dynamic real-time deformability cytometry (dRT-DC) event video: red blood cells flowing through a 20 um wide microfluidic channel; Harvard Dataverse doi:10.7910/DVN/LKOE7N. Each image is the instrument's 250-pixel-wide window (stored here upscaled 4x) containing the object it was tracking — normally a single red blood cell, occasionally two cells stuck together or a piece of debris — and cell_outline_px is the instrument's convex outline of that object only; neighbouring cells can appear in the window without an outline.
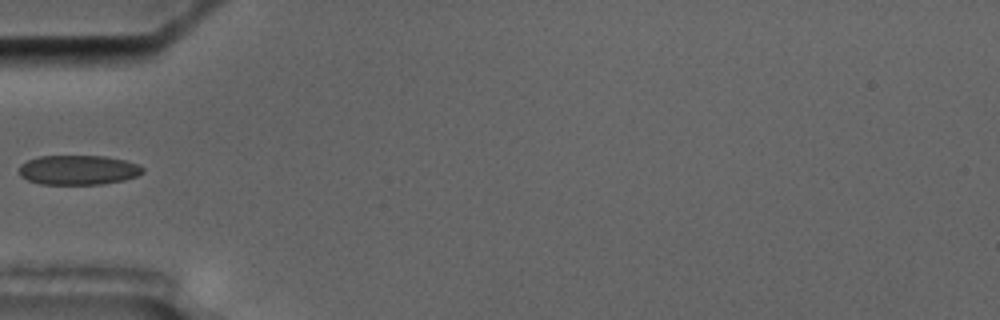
{"species": "common noctule bat (a hibernating species)", "species_latin": "Nyctalus noctula", "temperature_condition": "cold", "stored_images_in_passage": 13, "camera_frame_rate_fps": 3000, "um_per_image_px": 0.085, "animal": {"sex": "male", "body_mass_g": 17.5, "forearm_length_mm": 52.3}, "frame": {"image": 1, "passage_image": 3, "time_ms": 4.667, "image_size_px": [1000, 320], "cell_outline_px": [[144, 172], [136, 176], [124, 180], [100, 184], [40, 184], [28, 180], [20, 176], [20, 164], [28, 160], [40, 156], [104, 156], [124, 160], [136, 164], [144, 168]], "centroid_in_image_um": [6.64, 14.45], "position_along_channel_um": 78.4, "area_um2": 21.21}}
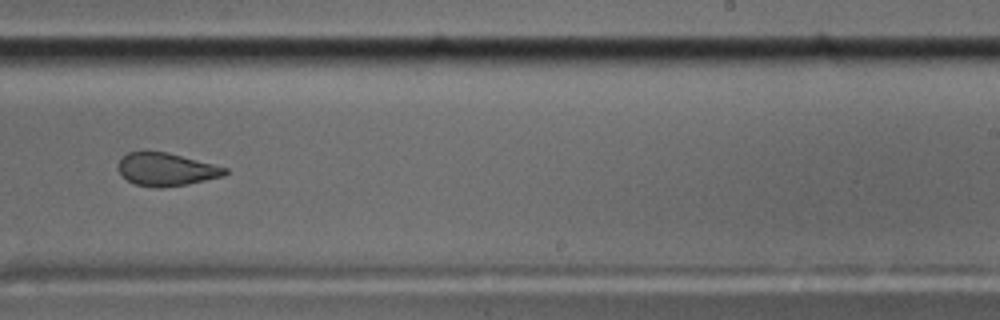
{"frame": {"image": 2, "passage_image": 8, "time_ms": 10.333, "image_size_px": [1000, 320], "cell_outline_px": [[228, 172], [224, 176], [188, 184], [160, 188], [156, 188], [136, 184], [128, 180], [120, 172], [120, 160], [128, 152], [168, 152], [228, 168]], "centroid_in_image_um": [14.19, 14.41], "position_along_channel_um": 274.8, "area_um2": 20.17}}
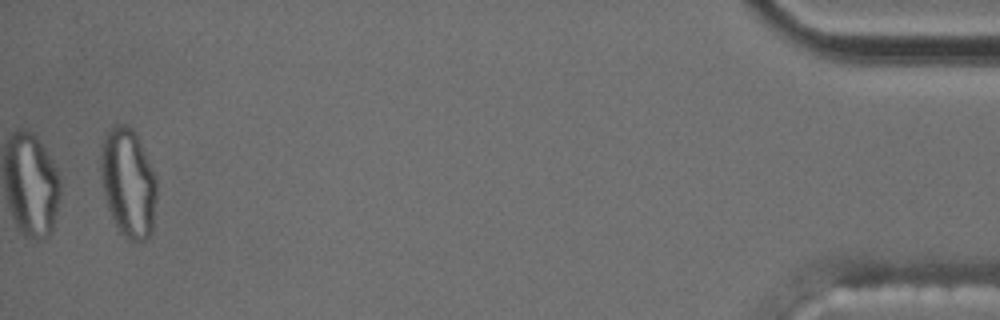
{"frame": {"image": 3, "passage_image": 13, "time_ms": 17.0, "image_size_px": [1000, 320], "cell_outline_px": [[156, 196], [152, 232], [144, 240], [132, 240], [124, 236], [120, 232], [108, 208], [104, 196], [100, 168], [100, 156], [104, 136], [112, 124], [128, 124], [136, 132], [156, 176]], "centroid_in_image_um": [10.89, 15.48], "position_along_channel_um": 424.3, "area_um2": 35.6}, "authors_computed_cell_mechanics": {"area_um2": 21.964, "velocity_mm_per_s": 3.4795, "shape_relaxation_time_tau1_ms": null, "shape_relaxation_time_tau2_ms": 1.4882, "deformation_change_tau1": null, "deformation_change_tau2": 0.0701}}